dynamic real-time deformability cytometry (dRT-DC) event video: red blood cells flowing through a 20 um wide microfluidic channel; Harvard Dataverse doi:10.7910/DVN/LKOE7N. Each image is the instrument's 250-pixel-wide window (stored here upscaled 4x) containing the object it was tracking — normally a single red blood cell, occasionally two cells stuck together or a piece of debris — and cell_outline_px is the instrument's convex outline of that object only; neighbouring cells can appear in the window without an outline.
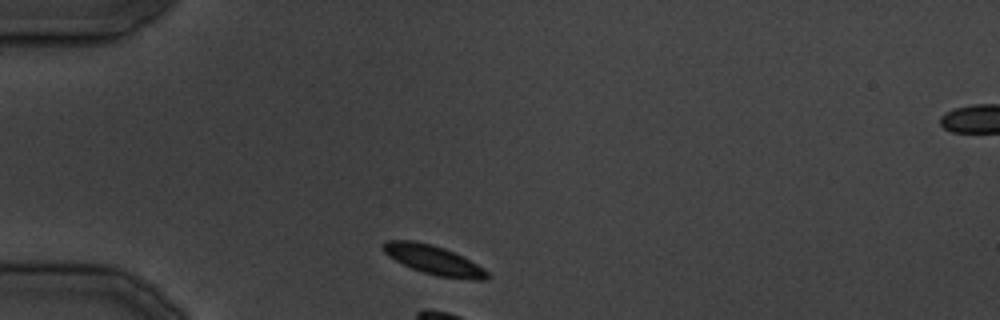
{"species": "common noctule bat (a hibernating species)", "species_latin": "Nyctalus noctula", "temperature_condition": "cold", "stored_images_in_passage": 4, "camera_frame_rate_fps": 3000, "um_per_image_px": 0.085, "animal": {"sex": "male", "body_mass_g": 19.5, "forearm_length_mm": 54.6}, "frame": {"image": 1, "passage_image": 1, "time_ms": 0.0, "image_size_px": [1000, 320], "cell_outline_px": [[488, 276], [484, 280], [472, 280], [440, 276], [424, 272], [412, 268], [388, 256], [380, 248], [380, 244], [388, 240], [416, 240], [432, 244], [444, 248], [464, 256], [484, 268], [488, 272]], "centroid_in_image_um": [36.84, 22.07], "position_along_channel_um": 48.2, "area_um2": 17.74}}